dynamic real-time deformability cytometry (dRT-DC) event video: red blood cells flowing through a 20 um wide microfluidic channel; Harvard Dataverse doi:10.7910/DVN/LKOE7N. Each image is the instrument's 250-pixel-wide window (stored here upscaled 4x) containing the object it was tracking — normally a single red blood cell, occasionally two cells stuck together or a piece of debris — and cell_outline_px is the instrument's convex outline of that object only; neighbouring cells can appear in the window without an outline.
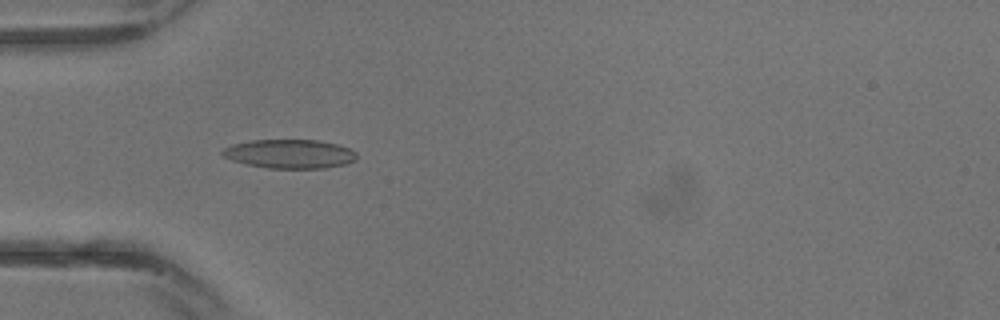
{"species": "common noctule bat (a hibernating species)", "species_latin": "Nyctalus noctula", "temperature_condition": "warm", "stored_images_in_passage": 23, "camera_frame_rate_fps": 3000, "um_per_image_px": 0.085, "animal": {"sex": "male", "body_mass_g": 13.3}, "frame": {"image": 1, "passage_image": 2, "time_ms": 0.333, "image_size_px": [1000, 320], "cell_outline_px": [[356, 160], [348, 164], [324, 168], [268, 168], [244, 164], [232, 160], [224, 156], [220, 152], [224, 148], [232, 144], [252, 140], [316, 140], [336, 144], [348, 148], [356, 152]], "centroid_in_image_um": [24.62, 13.08], "position_along_channel_um": 60.4, "area_um2": 22.66}}
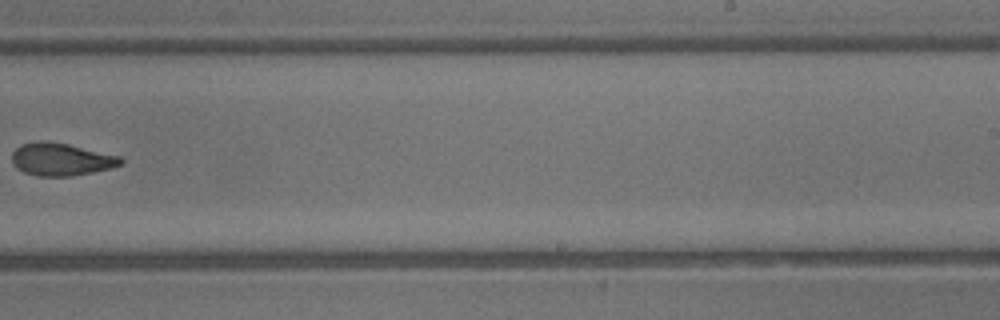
{"frame": {"image": 2, "passage_image": 12, "time_ms": 3.667, "image_size_px": [1000, 320], "cell_outline_px": [[124, 160], [120, 164], [112, 168], [72, 176], [36, 176], [24, 172], [16, 168], [12, 164], [12, 152], [20, 144], [40, 140], [48, 140], [68, 144], [120, 156]], "centroid_in_image_um": [5.16, 13.54], "position_along_channel_um": 283.8, "area_um2": 20.87}}
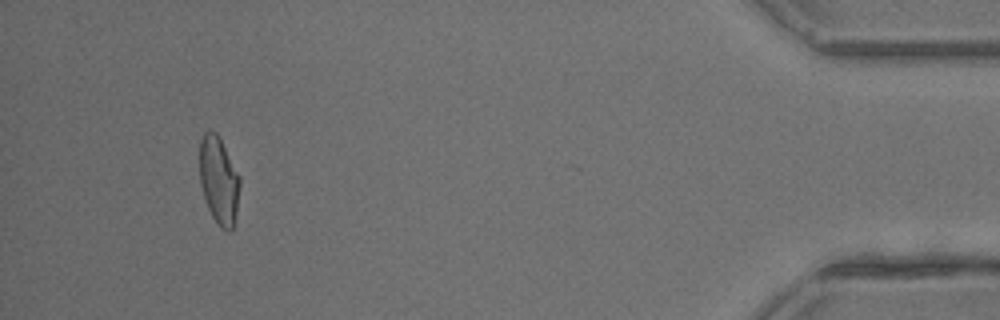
{"frame": {"image": 3, "passage_image": 21, "time_ms": 6.667, "image_size_px": [1000, 320], "cell_outline_px": [[240, 184], [236, 212], [232, 232], [228, 232], [220, 228], [212, 216], [208, 208], [200, 184], [200, 140], [204, 132], [208, 128], [216, 132], [240, 176]], "centroid_in_image_um": [18.6, 15.34], "position_along_channel_um": 416.6, "area_um2": 20.52}}